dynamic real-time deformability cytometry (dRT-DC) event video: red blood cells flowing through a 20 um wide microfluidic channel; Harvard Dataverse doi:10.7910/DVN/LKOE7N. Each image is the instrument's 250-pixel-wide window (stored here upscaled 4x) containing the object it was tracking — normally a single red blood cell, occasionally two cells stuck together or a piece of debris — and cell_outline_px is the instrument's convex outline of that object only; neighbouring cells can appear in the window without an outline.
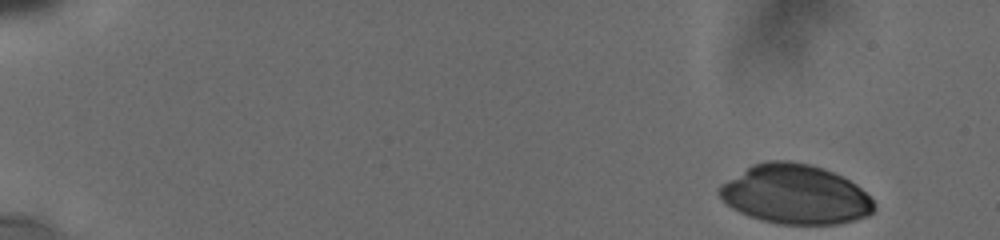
{"species": "human", "species_latin": "Homo sapiens", "temperature_condition": "cold", "stored_images_in_passage": 63, "camera_frame_rate_fps": 3000, "um_per_image_px": 0.085, "donor": {"sex": "male"}, "frame": {"image": 1, "passage_image": 1, "time_ms": 0.0, "image_size_px": [1000, 240], "cell_outline_px": [[876, 208], [868, 216], [836, 224], [780, 224], [748, 216], [732, 208], [720, 196], [720, 184], [752, 164], [764, 160], [788, 160], [808, 164], [832, 172], [856, 184], [876, 204]], "centroid_in_image_um": [67.59, 16.52], "position_along_channel_um": 17.4, "area_um2": 53.18}}
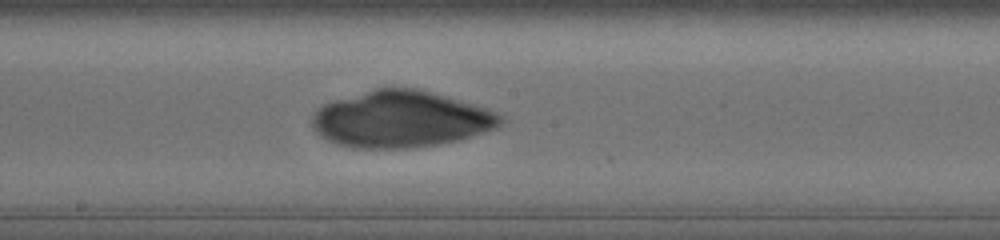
{"frame": {"image": 2, "passage_image": 36, "time_ms": 9.333, "image_size_px": [1000, 240], "cell_outline_px": [[504, 120], [496, 128], [460, 140], [436, 144], [408, 148], [352, 148], [336, 144], [328, 140], [316, 132], [312, 124], [312, 116], [324, 104], [336, 100], [376, 88], [416, 88], [472, 104], [496, 112]], "centroid_in_image_um": [34.06, 10.15], "position_along_channel_um": 214.1, "area_um2": 61.38}}
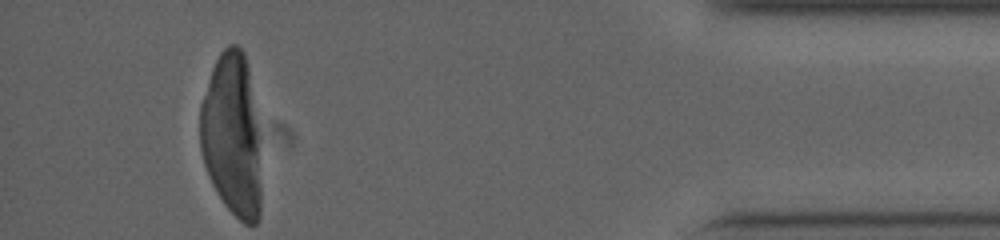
{"frame": {"image": 3, "passage_image": 63, "time_ms": 16.0, "image_size_px": [1000, 240], "cell_outline_px": [[260, 216], [256, 224], [244, 224], [224, 204], [212, 184], [208, 176], [204, 164], [200, 148], [200, 104], [212, 68], [220, 52], [228, 44], [236, 44], [244, 52], [248, 68], [256, 136], [260, 188]], "centroid_in_image_um": [19.65, 11.51], "position_along_channel_um": 415.5, "area_um2": 56.82}}